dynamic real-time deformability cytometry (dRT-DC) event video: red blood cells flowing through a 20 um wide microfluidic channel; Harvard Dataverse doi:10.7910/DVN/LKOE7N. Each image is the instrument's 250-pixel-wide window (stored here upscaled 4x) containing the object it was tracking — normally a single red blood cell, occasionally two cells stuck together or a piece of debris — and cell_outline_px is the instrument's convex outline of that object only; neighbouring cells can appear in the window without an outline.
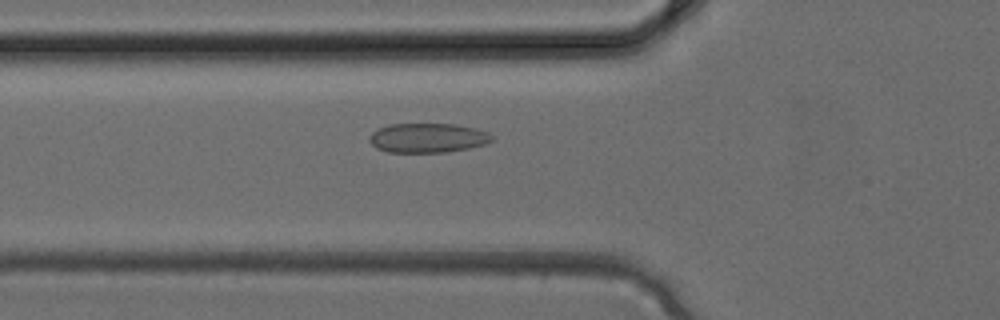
{"species": "common noctule bat (a hibernating species)", "species_latin": "Nyctalus noctula", "temperature_condition": "cold", "stored_images_in_passage": 5, "camera_frame_rate_fps": 3000, "um_per_image_px": 0.085, "animal": {"sex": "female", "body_mass_g": 24.6, "forearm_length_mm": 56.2}, "frame": {"image": 1, "passage_image": 5, "time_ms": 1.333, "image_size_px": [1000, 320], "cell_outline_px": [[492, 140], [484, 144], [468, 148], [444, 152], [388, 152], [376, 148], [368, 140], [368, 136], [376, 128], [388, 124], [456, 124], [476, 128], [488, 132], [492, 136]], "centroid_in_image_um": [36.3, 11.71], "position_along_channel_um": 89.5, "area_um2": 21.1}}